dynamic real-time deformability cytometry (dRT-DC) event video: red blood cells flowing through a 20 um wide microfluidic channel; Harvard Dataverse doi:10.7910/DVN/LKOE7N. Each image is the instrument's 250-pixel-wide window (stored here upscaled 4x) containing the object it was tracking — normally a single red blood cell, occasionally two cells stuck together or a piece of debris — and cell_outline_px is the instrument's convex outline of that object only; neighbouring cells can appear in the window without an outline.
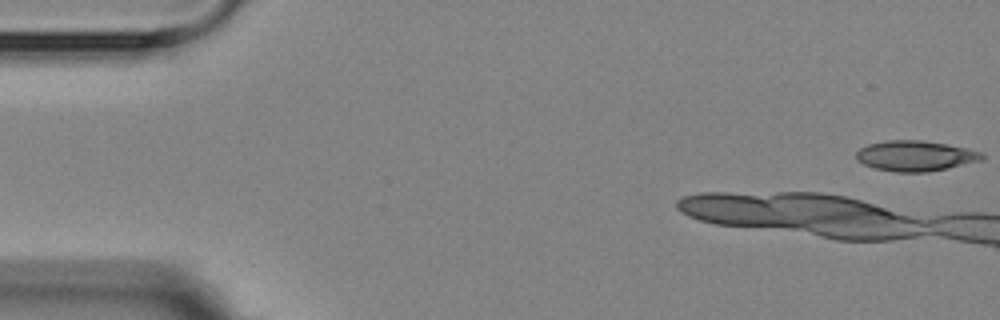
{"species": "Egyptian fruit bat (a non-hibernating species)", "species_latin": "Rousettus aegyptiacus", "temperature_condition": "room temperature", "stored_images_in_passage": 6, "camera_frame_rate_fps": 3000, "um_per_image_px": 0.085, "animal": {"sex": "female"}, "frame": {"image": 1, "passage_image": 1, "time_ms": 0.0, "image_size_px": [1000, 320], "cell_outline_px": [[984, 160], [948, 168], [928, 172], [896, 172], [876, 168], [864, 164], [856, 160], [856, 152], [860, 148], [868, 144], [884, 140], [920, 140], [968, 148], [984, 152]], "centroid_in_image_um": [77.83, 13.25], "position_along_channel_um": 7.2, "area_um2": 22.43}}
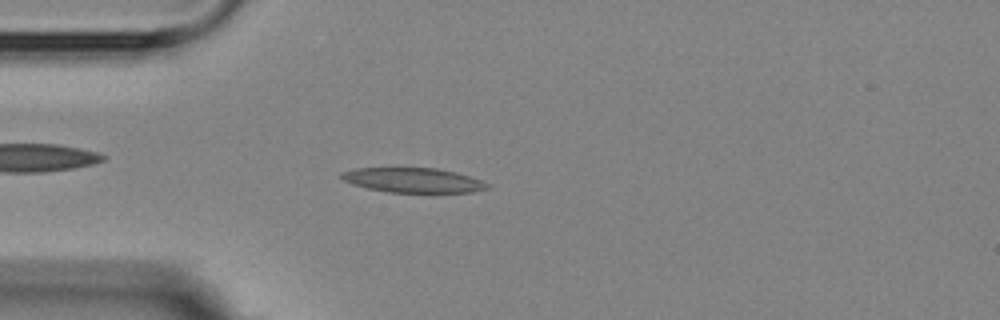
{"frame": {"image": 2, "passage_image": 5, "time_ms": 5.667, "image_size_px": [1000, 320], "cell_outline_px": [[492, 188], [472, 192], [388, 192], [368, 188], [352, 184], [344, 180], [340, 176], [340, 172], [356, 168], [436, 168], [456, 172], [492, 184]], "centroid_in_image_um": [35.15, 15.32], "position_along_channel_um": 49.9, "area_um2": 20.98}}